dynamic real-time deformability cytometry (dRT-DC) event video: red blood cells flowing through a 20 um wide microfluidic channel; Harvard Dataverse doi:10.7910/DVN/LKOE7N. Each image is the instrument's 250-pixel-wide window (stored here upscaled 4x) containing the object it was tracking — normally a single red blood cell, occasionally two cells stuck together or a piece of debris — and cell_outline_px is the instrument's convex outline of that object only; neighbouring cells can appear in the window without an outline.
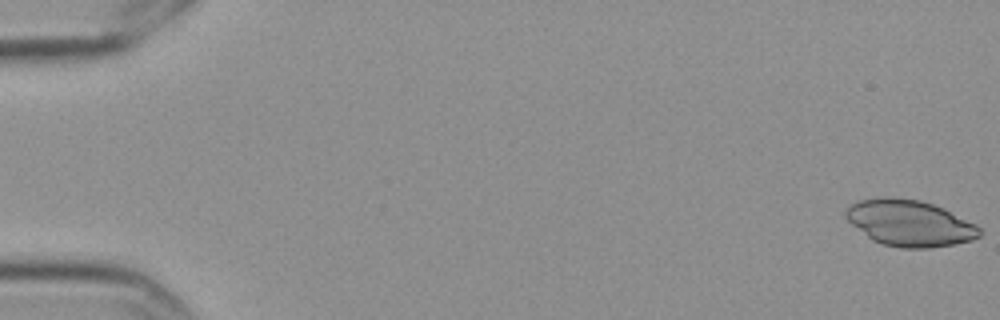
{"species": "Egyptian fruit bat (a non-hibernating species)", "species_latin": "Rousettus aegyptiacus", "temperature_condition": "cold", "stored_images_in_passage": 5, "camera_frame_rate_fps": 3000, "um_per_image_px": 0.085, "frame": {"image": 1, "passage_image": 1, "time_ms": 0.0, "image_size_px": [1000, 320], "cell_outline_px": [[980, 236], [972, 240], [932, 248], [900, 248], [880, 244], [872, 240], [852, 224], [844, 216], [844, 212], [856, 200], [880, 196], [920, 200], [944, 208], [976, 224], [980, 228]], "centroid_in_image_um": [77.3, 18.96], "position_along_channel_um": 7.7, "area_um2": 36.13}}